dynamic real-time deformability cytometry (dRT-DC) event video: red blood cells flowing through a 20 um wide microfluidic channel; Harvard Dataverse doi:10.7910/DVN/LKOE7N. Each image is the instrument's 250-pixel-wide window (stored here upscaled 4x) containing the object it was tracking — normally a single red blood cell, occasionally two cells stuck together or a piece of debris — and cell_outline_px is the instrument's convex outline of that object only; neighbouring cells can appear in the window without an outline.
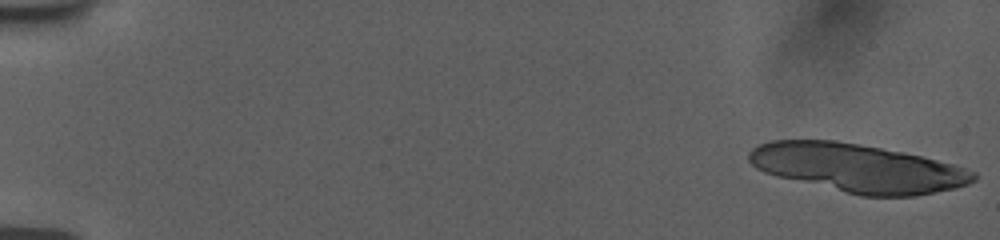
{"species": "human", "species_latin": "Homo sapiens", "temperature_condition": "room temperature", "stored_images_in_passage": 15, "camera_frame_rate_fps": 3000, "um_per_image_px": 0.085, "donor": {"sex": "female"}, "frame": {"image": 1, "passage_image": 1, "time_ms": 0.0, "image_size_px": [1000, 240], "cell_outline_px": [[976, 180], [968, 184], [956, 188], [916, 196], [860, 196], [776, 176], [764, 172], [756, 168], [748, 160], [748, 152], [752, 148], [760, 144], [772, 140], [836, 140], [904, 152], [952, 164], [976, 172]], "centroid_in_image_um": [72.89, 14.28], "position_along_channel_um": 12.1, "area_um2": 63.23}}